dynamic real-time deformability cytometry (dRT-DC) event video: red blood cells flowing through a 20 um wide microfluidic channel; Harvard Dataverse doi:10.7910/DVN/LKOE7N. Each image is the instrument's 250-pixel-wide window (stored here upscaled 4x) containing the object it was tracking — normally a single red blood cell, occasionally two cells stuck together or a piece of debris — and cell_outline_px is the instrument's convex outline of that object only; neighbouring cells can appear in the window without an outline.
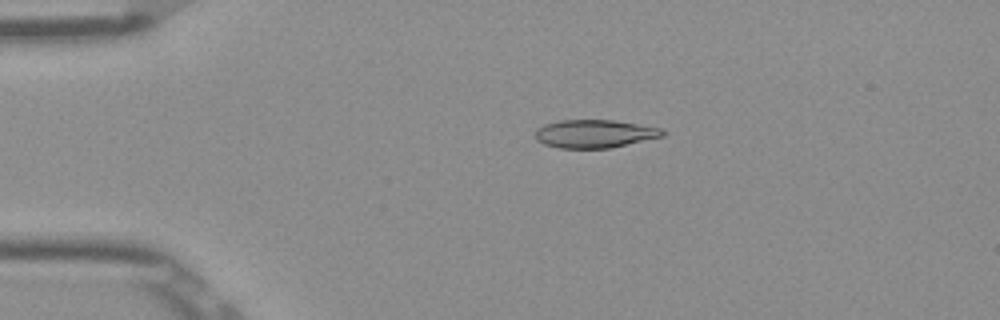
{"species": "Egyptian fruit bat (a non-hibernating species)", "species_latin": "Rousettus aegyptiacus", "temperature_condition": "room temperature", "stored_images_in_passage": 18, "camera_frame_rate_fps": 3000, "um_per_image_px": 0.085, "frame": {"image": 1, "passage_image": 11, "time_ms": 3.333, "image_size_px": [1000, 320], "cell_outline_px": [[668, 132], [664, 136], [612, 148], [560, 148], [544, 144], [536, 140], [536, 128], [544, 124], [560, 120], [612, 120], [664, 128]], "centroid_in_image_um": [50.59, 11.37], "position_along_channel_um": 34.4, "area_um2": 21.1}}
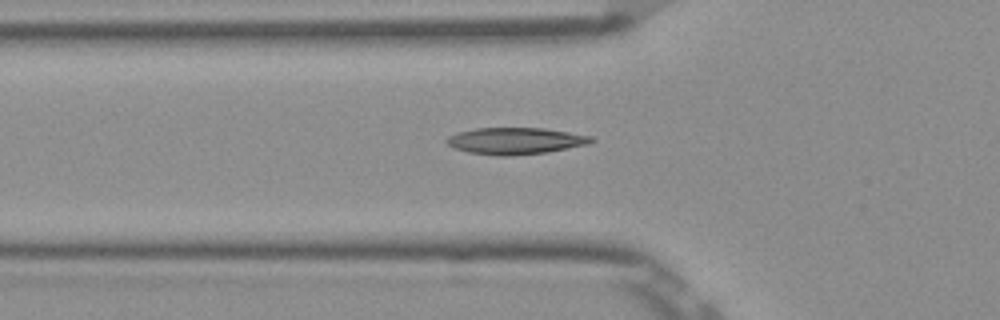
{"frame": {"image": 2, "passage_image": 18, "time_ms": 5.667, "image_size_px": [1000, 320], "cell_outline_px": [[596, 140], [588, 144], [548, 152], [512, 156], [496, 156], [468, 152], [452, 148], [444, 140], [448, 136], [456, 132], [476, 128], [544, 128], [592, 136]], "centroid_in_image_um": [43.78, 11.98], "position_along_channel_um": 82.0, "area_um2": 22.72}}